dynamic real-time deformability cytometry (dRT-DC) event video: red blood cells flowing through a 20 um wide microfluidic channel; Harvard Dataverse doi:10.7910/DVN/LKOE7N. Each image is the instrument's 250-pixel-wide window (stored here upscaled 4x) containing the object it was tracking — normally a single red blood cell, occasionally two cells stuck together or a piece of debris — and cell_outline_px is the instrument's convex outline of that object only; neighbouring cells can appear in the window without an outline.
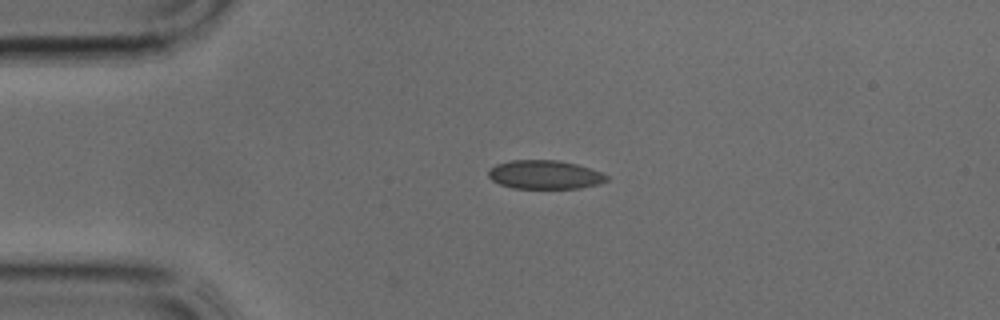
{"species": "common noctule bat (a hibernating species)", "species_latin": "Nyctalus noctula", "temperature_condition": "cold", "stored_images_in_passage": 23, "camera_frame_rate_fps": 3000, "um_per_image_px": 0.085, "animal": {"sex": "male", "body_mass_g": 17.9, "forearm_length_mm": 54.2}, "frame": {"image": 1, "passage_image": 1, "time_ms": 0.0, "image_size_px": [1000, 320], "cell_outline_px": [[608, 180], [600, 184], [580, 188], [512, 188], [500, 184], [492, 180], [488, 176], [488, 168], [496, 164], [512, 160], [556, 160], [576, 164], [600, 172], [608, 176]], "centroid_in_image_um": [46.28, 14.85], "position_along_channel_um": 38.7, "area_um2": 19.77}}
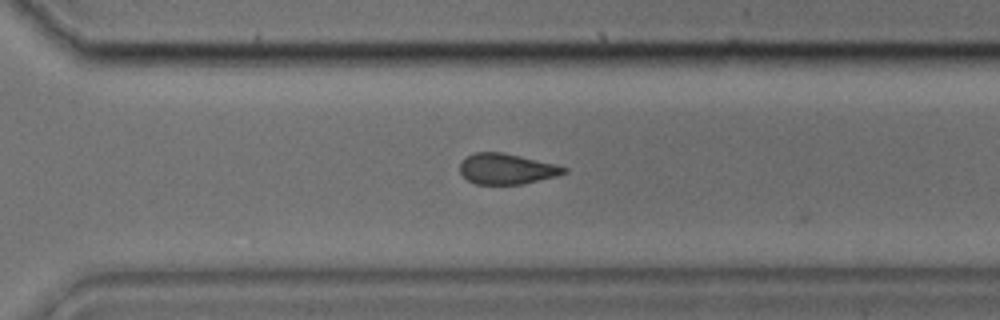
{"frame": {"image": 2, "passage_image": 19, "time_ms": 6.0, "image_size_px": [1000, 320], "cell_outline_px": [[568, 172], [556, 176], [524, 184], [476, 184], [468, 180], [460, 172], [460, 164], [468, 156], [476, 152], [500, 152], [520, 156], [556, 164], [568, 168]], "centroid_in_image_um": [43.1, 14.36], "position_along_channel_um": 327.5, "area_um2": 18.44}}
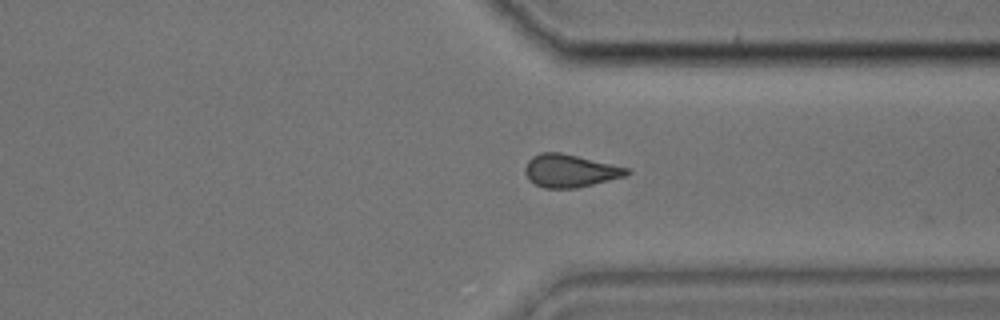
{"frame": {"image": 3, "passage_image": 21, "time_ms": 6.667, "image_size_px": [1000, 320], "cell_outline_px": [[632, 172], [624, 176], [576, 188], [544, 188], [528, 180], [524, 172], [524, 168], [528, 160], [532, 156], [540, 152], [560, 152], [628, 168]], "centroid_in_image_um": [48.39, 14.51], "position_along_channel_um": 363.0, "area_um2": 19.31}}